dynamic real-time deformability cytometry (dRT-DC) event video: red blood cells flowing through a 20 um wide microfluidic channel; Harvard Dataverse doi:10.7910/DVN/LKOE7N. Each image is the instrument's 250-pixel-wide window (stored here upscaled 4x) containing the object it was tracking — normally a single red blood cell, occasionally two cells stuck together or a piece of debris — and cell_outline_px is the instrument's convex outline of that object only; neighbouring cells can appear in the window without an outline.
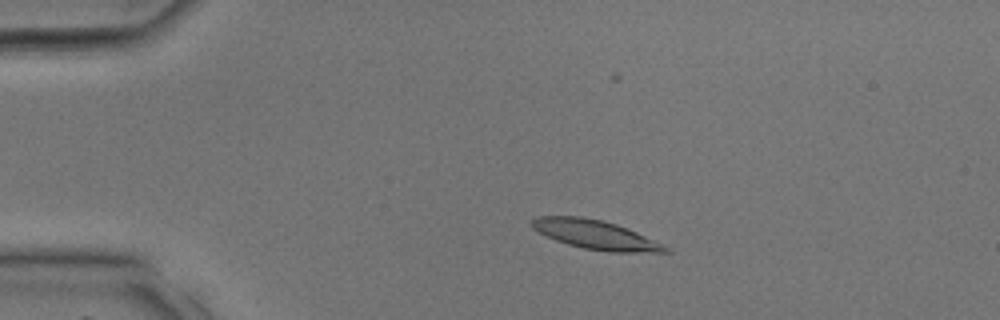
{"species": "common noctule bat (a hibernating species)", "species_latin": "Nyctalus noctula", "temperature_condition": "room temperature", "stored_images_in_passage": 12, "camera_frame_rate_fps": 3000, "um_per_image_px": 0.085, "animal": {"sex": "male", "body_mass_g": 17.9, "forearm_length_mm": 54.2}, "frame": {"image": 1, "passage_image": 6, "time_ms": 1.667, "image_size_px": [1000, 320], "cell_outline_px": [[672, 248], [668, 252], [608, 252], [584, 248], [568, 244], [556, 240], [532, 228], [532, 220], [536, 216], [580, 216], [600, 220], [616, 224], [636, 232], [664, 244]], "centroid_in_image_um": [50.65, 19.95], "position_along_channel_um": 34.4, "area_um2": 22.37}}
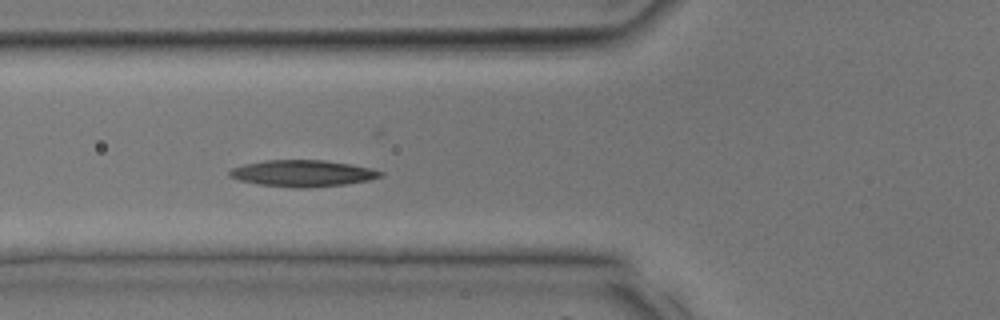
{"frame": {"image": 2, "passage_image": 12, "time_ms": 3.667, "image_size_px": [1000, 320], "cell_outline_px": [[384, 176], [368, 180], [344, 184], [304, 188], [292, 188], [256, 184], [240, 180], [228, 176], [228, 172], [232, 168], [244, 164], [264, 160], [324, 160], [372, 168], [384, 172]], "centroid_in_image_um": [25.7, 14.73], "position_along_channel_um": 100.1, "area_um2": 23.35}}